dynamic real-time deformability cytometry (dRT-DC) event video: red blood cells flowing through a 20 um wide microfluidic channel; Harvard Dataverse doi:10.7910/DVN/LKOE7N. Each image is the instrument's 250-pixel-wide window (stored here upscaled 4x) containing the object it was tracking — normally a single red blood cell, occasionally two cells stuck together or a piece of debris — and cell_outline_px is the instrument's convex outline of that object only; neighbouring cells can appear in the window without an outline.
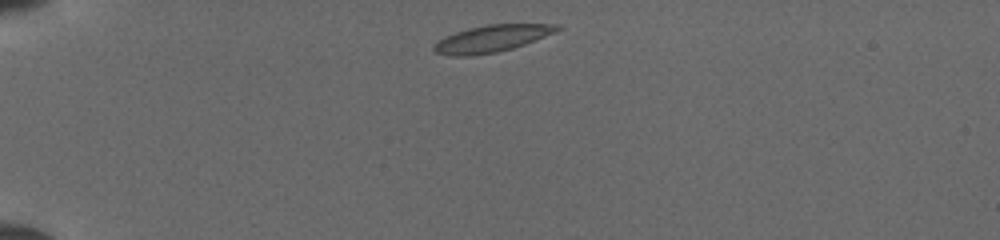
{"species": "common noctule bat (a hibernating species)", "species_latin": "Nyctalus noctula", "temperature_condition": "cold", "stored_images_in_passage": 30, "camera_frame_rate_fps": 3000, "um_per_image_px": 0.085, "animal": {"sex": "female", "body_mass_g": 19.5, "forearm_length_mm": 54.1}, "frame": {"image": 1, "passage_image": 1, "time_ms": 0.0, "image_size_px": [1000, 240], "cell_outline_px": [[564, 28], [556, 32], [524, 44], [512, 48], [496, 52], [472, 56], [452, 56], [436, 52], [432, 48], [444, 36], [468, 28], [488, 24], [560, 24]], "centroid_in_image_um": [41.84, 3.27], "position_along_channel_um": 43.2, "area_um2": 19.25}}
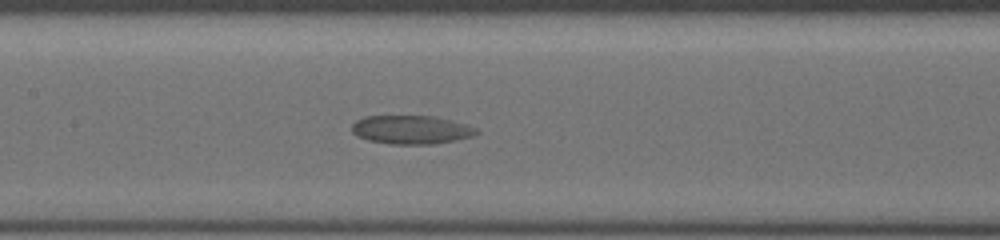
{"frame": {"image": 2, "passage_image": 14, "time_ms": 4.333, "image_size_px": [1000, 240], "cell_outline_px": [[480, 132], [472, 136], [456, 140], [436, 144], [392, 144], [368, 140], [356, 136], [352, 132], [352, 124], [356, 120], [364, 116], [432, 116], [464, 124], [476, 128]], "centroid_in_image_um": [34.92, 11.03], "position_along_channel_um": 172.5, "area_um2": 20.69}}
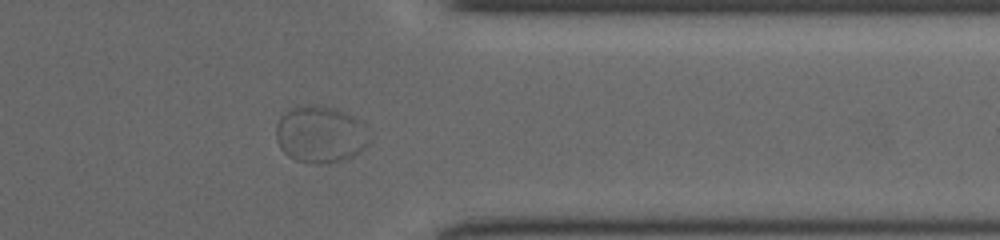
{"frame": {"image": 3, "passage_image": 26, "time_ms": 8.333, "image_size_px": [1000, 240], "cell_outline_px": [[372, 140], [360, 152], [344, 160], [328, 164], [308, 164], [296, 160], [288, 156], [280, 148], [276, 140], [276, 124], [280, 116], [284, 112], [292, 108], [308, 104], [316, 104], [336, 108], [352, 116], [372, 136]], "centroid_in_image_um": [27.21, 11.44], "position_along_channel_um": 384.2, "area_um2": 31.39}}